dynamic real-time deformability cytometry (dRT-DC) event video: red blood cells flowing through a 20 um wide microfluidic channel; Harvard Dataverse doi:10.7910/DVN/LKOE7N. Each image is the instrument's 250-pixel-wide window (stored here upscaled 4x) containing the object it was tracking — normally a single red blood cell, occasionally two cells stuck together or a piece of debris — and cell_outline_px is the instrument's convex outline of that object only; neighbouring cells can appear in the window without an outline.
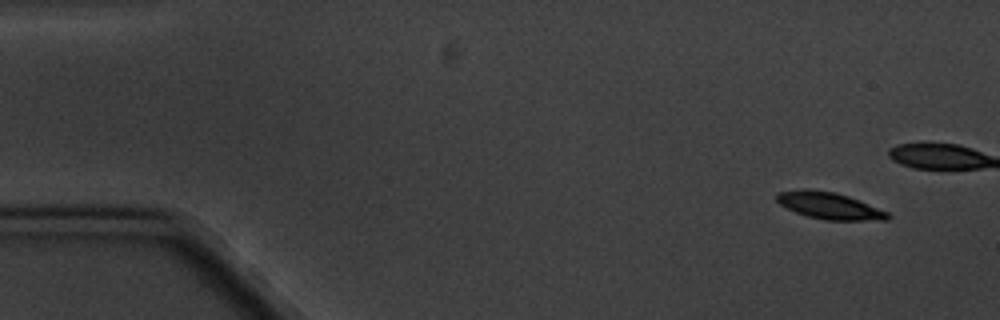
{"species": "common noctule bat (a hibernating species)", "species_latin": "Nyctalus noctula", "temperature_condition": "cold", "stored_images_in_passage": 6, "camera_frame_rate_fps": 3000, "um_per_image_px": 0.085, "animal": {"sex": "male", "body_mass_g": 20.1, "forearm_length_mm": 53.5}, "frame": {"image": 1, "passage_image": 1, "time_ms": 0.0, "image_size_px": [1000, 320], "cell_outline_px": [[892, 216], [888, 220], [824, 220], [808, 216], [796, 212], [780, 204], [776, 200], [776, 196], [780, 192], [804, 188], [808, 188], [836, 192], [860, 200], [888, 212]], "centroid_in_image_um": [70.53, 17.48], "position_along_channel_um": 14.5, "area_um2": 17.4}}
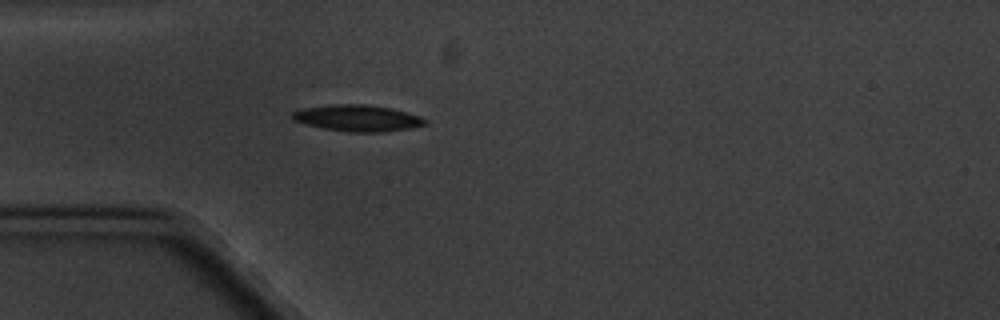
{"frame": {"image": 2, "passage_image": 6, "time_ms": 5.667, "image_size_px": [1000, 320], "cell_outline_px": [[428, 124], [408, 128], [384, 132], [348, 132], [324, 128], [292, 120], [292, 112], [300, 108], [332, 104], [364, 104], [392, 108], [408, 112], [420, 116], [428, 120]], "centroid_in_image_um": [30.41, 10.03], "position_along_channel_um": 54.6, "area_um2": 20.52}}